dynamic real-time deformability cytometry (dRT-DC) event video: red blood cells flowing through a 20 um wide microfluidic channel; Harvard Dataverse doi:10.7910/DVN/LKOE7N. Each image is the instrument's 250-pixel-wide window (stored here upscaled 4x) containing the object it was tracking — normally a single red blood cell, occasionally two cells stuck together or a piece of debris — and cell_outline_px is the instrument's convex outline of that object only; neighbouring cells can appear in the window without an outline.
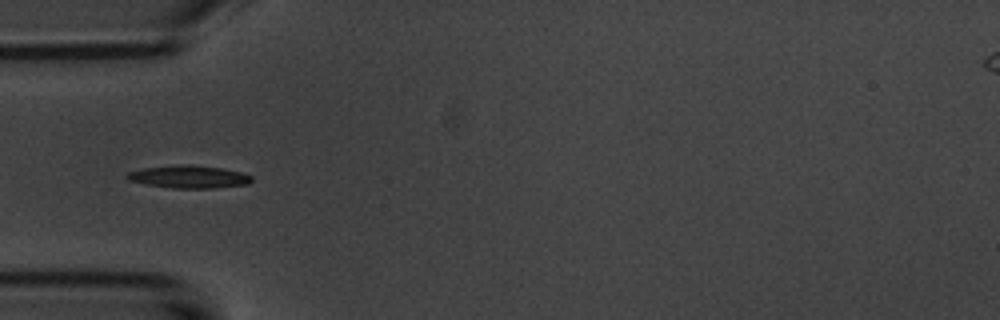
{"species": "common noctule bat (a hibernating species)", "species_latin": "Nyctalus noctula", "temperature_condition": "room temperature", "stored_images_in_passage": 2, "camera_frame_rate_fps": 3000, "um_per_image_px": 0.085, "animal": {"sex": "male", "body_mass_g": 20.1, "forearm_length_mm": 53.5}, "frame": {"image": 1, "passage_image": 1, "time_ms": 0.0, "image_size_px": [1000, 320], "cell_outline_px": [[252, 180], [248, 184], [216, 188], [172, 188], [148, 184], [128, 180], [124, 176], [128, 172], [144, 168], [180, 164], [188, 164], [220, 168], [240, 172], [252, 176]], "centroid_in_image_um": [16.05, 15.02], "position_along_channel_um": 69.0, "area_um2": 16.36}}
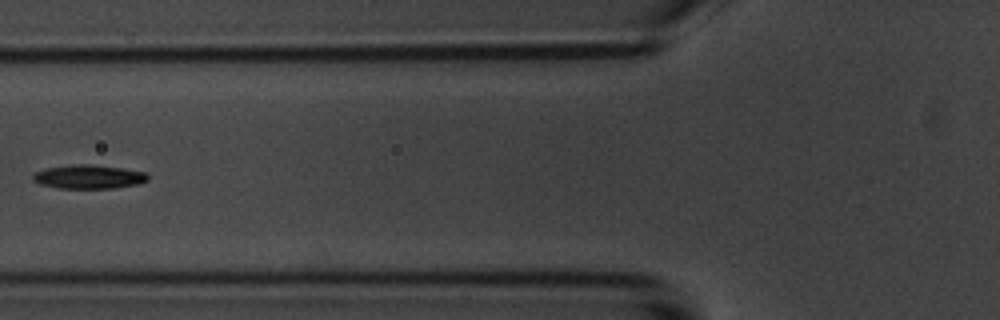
{"frame": {"image": 2, "passage_image": 2, "time_ms": 1.333, "image_size_px": [1000, 320], "cell_outline_px": [[148, 180], [136, 184], [112, 188], [60, 188], [40, 184], [32, 180], [32, 176], [36, 172], [44, 168], [76, 164], [92, 164], [120, 168], [144, 172], [148, 176]], "centroid_in_image_um": [7.49, 15.02], "position_along_channel_um": 118.3, "area_um2": 15.78}}